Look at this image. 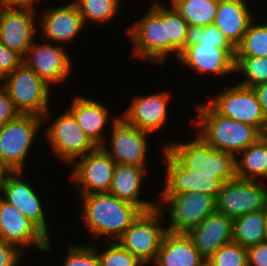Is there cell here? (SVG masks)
I'll return each instance as SVG.
<instances>
[{"mask_svg":"<svg viewBox=\"0 0 267 266\" xmlns=\"http://www.w3.org/2000/svg\"><path fill=\"white\" fill-rule=\"evenodd\" d=\"M142 18L126 27L132 42L130 56L139 61L162 65L169 58V39L165 31V3H150ZM142 59V60H141Z\"/></svg>","mask_w":267,"mask_h":266,"instance_id":"277c9868","label":"cell"},{"mask_svg":"<svg viewBox=\"0 0 267 266\" xmlns=\"http://www.w3.org/2000/svg\"><path fill=\"white\" fill-rule=\"evenodd\" d=\"M228 87V88H227ZM227 88V89H226ZM225 90V91H224ZM223 91L207 96L206 102L220 115L256 127L267 134V118L263 114L255 91L251 87L235 84Z\"/></svg>","mask_w":267,"mask_h":266,"instance_id":"30bf717a","label":"cell"},{"mask_svg":"<svg viewBox=\"0 0 267 266\" xmlns=\"http://www.w3.org/2000/svg\"><path fill=\"white\" fill-rule=\"evenodd\" d=\"M207 262L211 266H248L247 249L231 242L220 247Z\"/></svg>","mask_w":267,"mask_h":266,"instance_id":"d590c367","label":"cell"},{"mask_svg":"<svg viewBox=\"0 0 267 266\" xmlns=\"http://www.w3.org/2000/svg\"><path fill=\"white\" fill-rule=\"evenodd\" d=\"M263 212H264V232H265V237L267 241V204L265 208L263 209Z\"/></svg>","mask_w":267,"mask_h":266,"instance_id":"f6af8a7d","label":"cell"},{"mask_svg":"<svg viewBox=\"0 0 267 266\" xmlns=\"http://www.w3.org/2000/svg\"><path fill=\"white\" fill-rule=\"evenodd\" d=\"M164 214L155 207L142 211L117 242L146 266H150L159 252L167 232Z\"/></svg>","mask_w":267,"mask_h":266,"instance_id":"ba28073f","label":"cell"},{"mask_svg":"<svg viewBox=\"0 0 267 266\" xmlns=\"http://www.w3.org/2000/svg\"><path fill=\"white\" fill-rule=\"evenodd\" d=\"M165 1H169L170 3H171V1H173V0H155V1H152V3H165Z\"/></svg>","mask_w":267,"mask_h":266,"instance_id":"bcb514c9","label":"cell"},{"mask_svg":"<svg viewBox=\"0 0 267 266\" xmlns=\"http://www.w3.org/2000/svg\"><path fill=\"white\" fill-rule=\"evenodd\" d=\"M160 156L165 166L162 190L158 197H173L181 193L202 192L217 197L222 183L214 175H201L185 168L164 146Z\"/></svg>","mask_w":267,"mask_h":266,"instance_id":"9a60e30c","label":"cell"},{"mask_svg":"<svg viewBox=\"0 0 267 266\" xmlns=\"http://www.w3.org/2000/svg\"><path fill=\"white\" fill-rule=\"evenodd\" d=\"M219 0H173L171 5L189 26L205 27L214 23Z\"/></svg>","mask_w":267,"mask_h":266,"instance_id":"f1b7e54d","label":"cell"},{"mask_svg":"<svg viewBox=\"0 0 267 266\" xmlns=\"http://www.w3.org/2000/svg\"><path fill=\"white\" fill-rule=\"evenodd\" d=\"M254 19L242 42L236 47L235 57H267V22ZM267 21V20H266Z\"/></svg>","mask_w":267,"mask_h":266,"instance_id":"4dcf8cb0","label":"cell"},{"mask_svg":"<svg viewBox=\"0 0 267 266\" xmlns=\"http://www.w3.org/2000/svg\"><path fill=\"white\" fill-rule=\"evenodd\" d=\"M62 266H101L96 249L89 243L69 244Z\"/></svg>","mask_w":267,"mask_h":266,"instance_id":"8d00e7d4","label":"cell"},{"mask_svg":"<svg viewBox=\"0 0 267 266\" xmlns=\"http://www.w3.org/2000/svg\"><path fill=\"white\" fill-rule=\"evenodd\" d=\"M93 243L90 242V244L96 249L101 266H146L131 252L124 249L117 241L103 242L104 244L108 243L107 247H104L106 249H103V251L101 250L102 248L97 247L101 242Z\"/></svg>","mask_w":267,"mask_h":266,"instance_id":"836d02e7","label":"cell"},{"mask_svg":"<svg viewBox=\"0 0 267 266\" xmlns=\"http://www.w3.org/2000/svg\"><path fill=\"white\" fill-rule=\"evenodd\" d=\"M201 266H211L207 261L203 262Z\"/></svg>","mask_w":267,"mask_h":266,"instance_id":"7dc6e473","label":"cell"},{"mask_svg":"<svg viewBox=\"0 0 267 266\" xmlns=\"http://www.w3.org/2000/svg\"><path fill=\"white\" fill-rule=\"evenodd\" d=\"M232 228V218L214 212L192 229L188 235L200 256L207 261L220 247L233 242Z\"/></svg>","mask_w":267,"mask_h":266,"instance_id":"603a6c76","label":"cell"},{"mask_svg":"<svg viewBox=\"0 0 267 266\" xmlns=\"http://www.w3.org/2000/svg\"><path fill=\"white\" fill-rule=\"evenodd\" d=\"M24 251L13 243L0 238V266H21Z\"/></svg>","mask_w":267,"mask_h":266,"instance_id":"74e56055","label":"cell"},{"mask_svg":"<svg viewBox=\"0 0 267 266\" xmlns=\"http://www.w3.org/2000/svg\"><path fill=\"white\" fill-rule=\"evenodd\" d=\"M36 38L25 56L23 63L31 68L46 84L51 88L55 85H62L71 77L73 68V59L67 51V47L62 44L51 43ZM54 86V87H53Z\"/></svg>","mask_w":267,"mask_h":266,"instance_id":"7c38bea8","label":"cell"},{"mask_svg":"<svg viewBox=\"0 0 267 266\" xmlns=\"http://www.w3.org/2000/svg\"><path fill=\"white\" fill-rule=\"evenodd\" d=\"M116 163L102 147L78 159L69 173L70 185L79 195L108 192Z\"/></svg>","mask_w":267,"mask_h":266,"instance_id":"5bb4252c","label":"cell"},{"mask_svg":"<svg viewBox=\"0 0 267 266\" xmlns=\"http://www.w3.org/2000/svg\"><path fill=\"white\" fill-rule=\"evenodd\" d=\"M170 91H160L145 95L132 96L129 106L121 117L130 125L157 134L158 130L164 128L169 118V103L172 101Z\"/></svg>","mask_w":267,"mask_h":266,"instance_id":"d6986e66","label":"cell"},{"mask_svg":"<svg viewBox=\"0 0 267 266\" xmlns=\"http://www.w3.org/2000/svg\"><path fill=\"white\" fill-rule=\"evenodd\" d=\"M232 240L245 249L266 241L263 210L233 219Z\"/></svg>","mask_w":267,"mask_h":266,"instance_id":"83f0119b","label":"cell"},{"mask_svg":"<svg viewBox=\"0 0 267 266\" xmlns=\"http://www.w3.org/2000/svg\"><path fill=\"white\" fill-rule=\"evenodd\" d=\"M199 43L218 44L223 49H236L214 24L205 27L189 26L185 47Z\"/></svg>","mask_w":267,"mask_h":266,"instance_id":"e575fe53","label":"cell"},{"mask_svg":"<svg viewBox=\"0 0 267 266\" xmlns=\"http://www.w3.org/2000/svg\"><path fill=\"white\" fill-rule=\"evenodd\" d=\"M110 126L111 133L101 147L114 162L149 169L150 165H147V160H149L147 140L152 134L128 124L121 116Z\"/></svg>","mask_w":267,"mask_h":266,"instance_id":"8fae6325","label":"cell"},{"mask_svg":"<svg viewBox=\"0 0 267 266\" xmlns=\"http://www.w3.org/2000/svg\"><path fill=\"white\" fill-rule=\"evenodd\" d=\"M248 266H267V241L247 249Z\"/></svg>","mask_w":267,"mask_h":266,"instance_id":"60d3db41","label":"cell"},{"mask_svg":"<svg viewBox=\"0 0 267 266\" xmlns=\"http://www.w3.org/2000/svg\"><path fill=\"white\" fill-rule=\"evenodd\" d=\"M52 113L54 112L49 109L43 116V126L50 124L44 127L43 136L58 161L72 166L78 159L97 148L68 109L53 120L50 119ZM49 120L51 123H48Z\"/></svg>","mask_w":267,"mask_h":266,"instance_id":"5b68a950","label":"cell"},{"mask_svg":"<svg viewBox=\"0 0 267 266\" xmlns=\"http://www.w3.org/2000/svg\"><path fill=\"white\" fill-rule=\"evenodd\" d=\"M240 74L244 79L235 82L239 85L252 88L267 83V57H235V75Z\"/></svg>","mask_w":267,"mask_h":266,"instance_id":"d6a6232c","label":"cell"},{"mask_svg":"<svg viewBox=\"0 0 267 266\" xmlns=\"http://www.w3.org/2000/svg\"><path fill=\"white\" fill-rule=\"evenodd\" d=\"M43 117L20 114L0 128V161L11 171H24L37 134L43 132ZM41 130V131H39ZM36 141H35V140ZM26 166V167H25Z\"/></svg>","mask_w":267,"mask_h":266,"instance_id":"8992f818","label":"cell"},{"mask_svg":"<svg viewBox=\"0 0 267 266\" xmlns=\"http://www.w3.org/2000/svg\"><path fill=\"white\" fill-rule=\"evenodd\" d=\"M261 105L263 114L267 118V83H261L252 87Z\"/></svg>","mask_w":267,"mask_h":266,"instance_id":"7bdbcfd3","label":"cell"},{"mask_svg":"<svg viewBox=\"0 0 267 266\" xmlns=\"http://www.w3.org/2000/svg\"><path fill=\"white\" fill-rule=\"evenodd\" d=\"M19 115L7 90L0 83V128Z\"/></svg>","mask_w":267,"mask_h":266,"instance_id":"ab89813d","label":"cell"},{"mask_svg":"<svg viewBox=\"0 0 267 266\" xmlns=\"http://www.w3.org/2000/svg\"><path fill=\"white\" fill-rule=\"evenodd\" d=\"M193 106L197 114V117L191 121L194 132L216 150L233 154L236 157L263 136L252 125L218 114L206 101Z\"/></svg>","mask_w":267,"mask_h":266,"instance_id":"7a4b0ae2","label":"cell"},{"mask_svg":"<svg viewBox=\"0 0 267 266\" xmlns=\"http://www.w3.org/2000/svg\"><path fill=\"white\" fill-rule=\"evenodd\" d=\"M71 104L68 110L76 118L78 125L87 134L91 141L97 146L101 147L107 138L105 135L107 125L112 124L120 115H112L109 106L103 104L94 97L74 95L72 96ZM111 120V121H109ZM109 121V123H108Z\"/></svg>","mask_w":267,"mask_h":266,"instance_id":"7402d4cb","label":"cell"},{"mask_svg":"<svg viewBox=\"0 0 267 266\" xmlns=\"http://www.w3.org/2000/svg\"><path fill=\"white\" fill-rule=\"evenodd\" d=\"M11 171L3 162L0 161V194L2 188L7 180V177L12 173Z\"/></svg>","mask_w":267,"mask_h":266,"instance_id":"ee69618b","label":"cell"},{"mask_svg":"<svg viewBox=\"0 0 267 266\" xmlns=\"http://www.w3.org/2000/svg\"><path fill=\"white\" fill-rule=\"evenodd\" d=\"M22 62L19 54L0 42V82Z\"/></svg>","mask_w":267,"mask_h":266,"instance_id":"f35d334b","label":"cell"},{"mask_svg":"<svg viewBox=\"0 0 267 266\" xmlns=\"http://www.w3.org/2000/svg\"><path fill=\"white\" fill-rule=\"evenodd\" d=\"M0 83L20 114L43 117L51 109L52 88L23 62Z\"/></svg>","mask_w":267,"mask_h":266,"instance_id":"52a82bcc","label":"cell"},{"mask_svg":"<svg viewBox=\"0 0 267 266\" xmlns=\"http://www.w3.org/2000/svg\"><path fill=\"white\" fill-rule=\"evenodd\" d=\"M205 260L200 256L191 237L186 233L167 231L154 266H201Z\"/></svg>","mask_w":267,"mask_h":266,"instance_id":"484cf974","label":"cell"},{"mask_svg":"<svg viewBox=\"0 0 267 266\" xmlns=\"http://www.w3.org/2000/svg\"><path fill=\"white\" fill-rule=\"evenodd\" d=\"M236 49H223L218 44L199 43L187 46L177 59L183 67L194 71L197 76H209L214 78L235 74Z\"/></svg>","mask_w":267,"mask_h":266,"instance_id":"ac0fdd59","label":"cell"},{"mask_svg":"<svg viewBox=\"0 0 267 266\" xmlns=\"http://www.w3.org/2000/svg\"><path fill=\"white\" fill-rule=\"evenodd\" d=\"M157 207L164 214L167 231L188 234L208 215L216 212V197L202 192L157 197ZM168 211V212H167ZM167 212V213H166ZM167 216H166V215Z\"/></svg>","mask_w":267,"mask_h":266,"instance_id":"9c48e42d","label":"cell"},{"mask_svg":"<svg viewBox=\"0 0 267 266\" xmlns=\"http://www.w3.org/2000/svg\"><path fill=\"white\" fill-rule=\"evenodd\" d=\"M188 140L179 142L174 139L163 146L189 170L201 175H214L222 184L236 178V157L233 154L212 148L195 133Z\"/></svg>","mask_w":267,"mask_h":266,"instance_id":"3957f363","label":"cell"},{"mask_svg":"<svg viewBox=\"0 0 267 266\" xmlns=\"http://www.w3.org/2000/svg\"><path fill=\"white\" fill-rule=\"evenodd\" d=\"M236 177L246 180H267V134L236 156Z\"/></svg>","mask_w":267,"mask_h":266,"instance_id":"4316f807","label":"cell"},{"mask_svg":"<svg viewBox=\"0 0 267 266\" xmlns=\"http://www.w3.org/2000/svg\"><path fill=\"white\" fill-rule=\"evenodd\" d=\"M189 24L167 2L165 5V31L166 39H169V58L173 56L178 59L180 53L185 49L186 35Z\"/></svg>","mask_w":267,"mask_h":266,"instance_id":"1f68e13d","label":"cell"},{"mask_svg":"<svg viewBox=\"0 0 267 266\" xmlns=\"http://www.w3.org/2000/svg\"><path fill=\"white\" fill-rule=\"evenodd\" d=\"M24 171L12 172L5 181L0 197L7 203L15 206L21 213L33 222L49 239L50 227L46 219L43 199L36 188L25 180Z\"/></svg>","mask_w":267,"mask_h":266,"instance_id":"ffe728a7","label":"cell"},{"mask_svg":"<svg viewBox=\"0 0 267 266\" xmlns=\"http://www.w3.org/2000/svg\"><path fill=\"white\" fill-rule=\"evenodd\" d=\"M0 238L18 245L23 251L32 247L42 254L53 248L49 239L15 206L0 197Z\"/></svg>","mask_w":267,"mask_h":266,"instance_id":"2e32d148","label":"cell"},{"mask_svg":"<svg viewBox=\"0 0 267 266\" xmlns=\"http://www.w3.org/2000/svg\"><path fill=\"white\" fill-rule=\"evenodd\" d=\"M36 12V8L0 7V42L22 58L38 35Z\"/></svg>","mask_w":267,"mask_h":266,"instance_id":"e0dca14e","label":"cell"},{"mask_svg":"<svg viewBox=\"0 0 267 266\" xmlns=\"http://www.w3.org/2000/svg\"><path fill=\"white\" fill-rule=\"evenodd\" d=\"M77 6L85 26L88 23L106 26L118 17L123 8L122 0H72ZM122 4V5H121ZM122 6V7H121ZM90 21V22H89Z\"/></svg>","mask_w":267,"mask_h":266,"instance_id":"f546056e","label":"cell"},{"mask_svg":"<svg viewBox=\"0 0 267 266\" xmlns=\"http://www.w3.org/2000/svg\"><path fill=\"white\" fill-rule=\"evenodd\" d=\"M38 1L40 4L41 0H0V7L36 8Z\"/></svg>","mask_w":267,"mask_h":266,"instance_id":"b9f144b4","label":"cell"},{"mask_svg":"<svg viewBox=\"0 0 267 266\" xmlns=\"http://www.w3.org/2000/svg\"><path fill=\"white\" fill-rule=\"evenodd\" d=\"M148 173H150L149 170L143 167L116 163L108 193L136 205L142 211L154 209L158 205V198H155V201H147L141 196L144 182H146L144 179L149 176Z\"/></svg>","mask_w":267,"mask_h":266,"instance_id":"cb8c5ba5","label":"cell"},{"mask_svg":"<svg viewBox=\"0 0 267 266\" xmlns=\"http://www.w3.org/2000/svg\"><path fill=\"white\" fill-rule=\"evenodd\" d=\"M81 201L80 219L90 234V241H117L142 210L134 204L120 200L108 192L78 195ZM108 237V238H106Z\"/></svg>","mask_w":267,"mask_h":266,"instance_id":"6da1fadb","label":"cell"},{"mask_svg":"<svg viewBox=\"0 0 267 266\" xmlns=\"http://www.w3.org/2000/svg\"><path fill=\"white\" fill-rule=\"evenodd\" d=\"M248 0H219L214 25L236 48L243 39L250 23L256 19Z\"/></svg>","mask_w":267,"mask_h":266,"instance_id":"d4e9b609","label":"cell"},{"mask_svg":"<svg viewBox=\"0 0 267 266\" xmlns=\"http://www.w3.org/2000/svg\"><path fill=\"white\" fill-rule=\"evenodd\" d=\"M267 204V186L263 181L235 178L221 185L216 197V212L235 219L260 211Z\"/></svg>","mask_w":267,"mask_h":266,"instance_id":"4fadbf2b","label":"cell"},{"mask_svg":"<svg viewBox=\"0 0 267 266\" xmlns=\"http://www.w3.org/2000/svg\"><path fill=\"white\" fill-rule=\"evenodd\" d=\"M38 16L41 40L51 43H62L65 46L66 42H74L80 34H83L81 31L88 29L85 28L79 10L72 0L65 5L47 6Z\"/></svg>","mask_w":267,"mask_h":266,"instance_id":"44dd1931","label":"cell"}]
</instances>
